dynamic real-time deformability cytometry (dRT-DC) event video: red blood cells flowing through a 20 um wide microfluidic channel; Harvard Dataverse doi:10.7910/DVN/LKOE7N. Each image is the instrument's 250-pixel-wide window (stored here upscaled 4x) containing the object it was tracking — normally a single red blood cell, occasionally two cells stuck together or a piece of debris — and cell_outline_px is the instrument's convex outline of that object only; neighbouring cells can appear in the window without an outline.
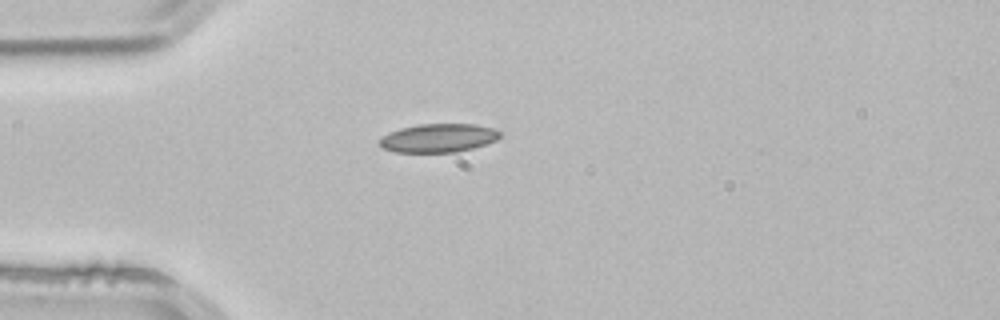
{"species": "common noctule bat (a hibernating species)", "species_latin": "Nyctalus noctula", "temperature_condition": "room temperature", "stored_images_in_passage": 1, "camera_frame_rate_fps": 3000, "um_per_image_px": 0.085, "animal": {"sex": "male", "body_mass_g": 21.5, "forearm_length_mm": 52.0}, "frame": {"image": 1, "passage_image": 1, "time_ms": 0.0, "image_size_px": [1000, 320], "cell_outline_px": [[500, 136], [496, 140], [472, 148], [456, 152], [396, 152], [384, 148], [380, 144], [380, 140], [384, 136], [400, 128], [420, 124], [476, 124], [492, 128], [500, 132]], "centroid_in_image_um": [37.29, 11.73], "position_along_channel_um": 47.7, "area_um2": 19.71}}